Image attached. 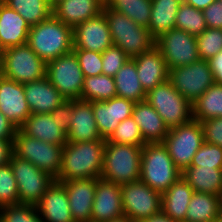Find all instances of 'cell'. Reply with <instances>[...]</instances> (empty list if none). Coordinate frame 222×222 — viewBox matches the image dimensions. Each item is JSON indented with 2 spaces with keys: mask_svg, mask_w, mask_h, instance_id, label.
I'll return each instance as SVG.
<instances>
[{
  "mask_svg": "<svg viewBox=\"0 0 222 222\" xmlns=\"http://www.w3.org/2000/svg\"><path fill=\"white\" fill-rule=\"evenodd\" d=\"M106 140L67 142L63 147L58 182L100 178Z\"/></svg>",
  "mask_w": 222,
  "mask_h": 222,
  "instance_id": "obj_1",
  "label": "cell"
},
{
  "mask_svg": "<svg viewBox=\"0 0 222 222\" xmlns=\"http://www.w3.org/2000/svg\"><path fill=\"white\" fill-rule=\"evenodd\" d=\"M27 44L47 63L73 50V28L52 14L30 27Z\"/></svg>",
  "mask_w": 222,
  "mask_h": 222,
  "instance_id": "obj_2",
  "label": "cell"
},
{
  "mask_svg": "<svg viewBox=\"0 0 222 222\" xmlns=\"http://www.w3.org/2000/svg\"><path fill=\"white\" fill-rule=\"evenodd\" d=\"M103 13L113 45L120 47L129 58L132 59L155 46V38L148 28L137 25L132 19L109 5H104Z\"/></svg>",
  "mask_w": 222,
  "mask_h": 222,
  "instance_id": "obj_3",
  "label": "cell"
},
{
  "mask_svg": "<svg viewBox=\"0 0 222 222\" xmlns=\"http://www.w3.org/2000/svg\"><path fill=\"white\" fill-rule=\"evenodd\" d=\"M182 175L163 143H148L142 147L140 180L153 190L165 192Z\"/></svg>",
  "mask_w": 222,
  "mask_h": 222,
  "instance_id": "obj_4",
  "label": "cell"
},
{
  "mask_svg": "<svg viewBox=\"0 0 222 222\" xmlns=\"http://www.w3.org/2000/svg\"><path fill=\"white\" fill-rule=\"evenodd\" d=\"M142 147L106 140L100 178L119 185L140 180Z\"/></svg>",
  "mask_w": 222,
  "mask_h": 222,
  "instance_id": "obj_5",
  "label": "cell"
},
{
  "mask_svg": "<svg viewBox=\"0 0 222 222\" xmlns=\"http://www.w3.org/2000/svg\"><path fill=\"white\" fill-rule=\"evenodd\" d=\"M0 58L5 78L26 84L46 77L47 63L27 43L4 49Z\"/></svg>",
  "mask_w": 222,
  "mask_h": 222,
  "instance_id": "obj_6",
  "label": "cell"
},
{
  "mask_svg": "<svg viewBox=\"0 0 222 222\" xmlns=\"http://www.w3.org/2000/svg\"><path fill=\"white\" fill-rule=\"evenodd\" d=\"M146 101L161 116L168 129L193 119L192 104L169 81L150 90L146 95Z\"/></svg>",
  "mask_w": 222,
  "mask_h": 222,
  "instance_id": "obj_7",
  "label": "cell"
},
{
  "mask_svg": "<svg viewBox=\"0 0 222 222\" xmlns=\"http://www.w3.org/2000/svg\"><path fill=\"white\" fill-rule=\"evenodd\" d=\"M13 152L56 179L62 166L63 147L45 143L24 134L19 128L13 141Z\"/></svg>",
  "mask_w": 222,
  "mask_h": 222,
  "instance_id": "obj_8",
  "label": "cell"
},
{
  "mask_svg": "<svg viewBox=\"0 0 222 222\" xmlns=\"http://www.w3.org/2000/svg\"><path fill=\"white\" fill-rule=\"evenodd\" d=\"M204 143V132L198 120L169 129L163 144L174 164L183 171L192 163L195 153Z\"/></svg>",
  "mask_w": 222,
  "mask_h": 222,
  "instance_id": "obj_9",
  "label": "cell"
},
{
  "mask_svg": "<svg viewBox=\"0 0 222 222\" xmlns=\"http://www.w3.org/2000/svg\"><path fill=\"white\" fill-rule=\"evenodd\" d=\"M124 215L133 222H143L161 213L162 193L137 180L120 185Z\"/></svg>",
  "mask_w": 222,
  "mask_h": 222,
  "instance_id": "obj_10",
  "label": "cell"
},
{
  "mask_svg": "<svg viewBox=\"0 0 222 222\" xmlns=\"http://www.w3.org/2000/svg\"><path fill=\"white\" fill-rule=\"evenodd\" d=\"M9 163L16 179L19 203L35 206L55 179L14 153Z\"/></svg>",
  "mask_w": 222,
  "mask_h": 222,
  "instance_id": "obj_11",
  "label": "cell"
},
{
  "mask_svg": "<svg viewBox=\"0 0 222 222\" xmlns=\"http://www.w3.org/2000/svg\"><path fill=\"white\" fill-rule=\"evenodd\" d=\"M46 77L66 100L81 99L85 77L73 50L47 62Z\"/></svg>",
  "mask_w": 222,
  "mask_h": 222,
  "instance_id": "obj_12",
  "label": "cell"
},
{
  "mask_svg": "<svg viewBox=\"0 0 222 222\" xmlns=\"http://www.w3.org/2000/svg\"><path fill=\"white\" fill-rule=\"evenodd\" d=\"M168 81L191 104L215 83L209 62L202 59L169 69Z\"/></svg>",
  "mask_w": 222,
  "mask_h": 222,
  "instance_id": "obj_13",
  "label": "cell"
},
{
  "mask_svg": "<svg viewBox=\"0 0 222 222\" xmlns=\"http://www.w3.org/2000/svg\"><path fill=\"white\" fill-rule=\"evenodd\" d=\"M155 46L163 55L168 69L182 67L198 61L196 36L173 28L155 39Z\"/></svg>",
  "mask_w": 222,
  "mask_h": 222,
  "instance_id": "obj_14",
  "label": "cell"
},
{
  "mask_svg": "<svg viewBox=\"0 0 222 222\" xmlns=\"http://www.w3.org/2000/svg\"><path fill=\"white\" fill-rule=\"evenodd\" d=\"M112 45L110 29L103 12L73 28V49L102 53Z\"/></svg>",
  "mask_w": 222,
  "mask_h": 222,
  "instance_id": "obj_15",
  "label": "cell"
},
{
  "mask_svg": "<svg viewBox=\"0 0 222 222\" xmlns=\"http://www.w3.org/2000/svg\"><path fill=\"white\" fill-rule=\"evenodd\" d=\"M134 105L133 101L118 96L106 101H93L92 109L100 136L107 140L121 121L131 117Z\"/></svg>",
  "mask_w": 222,
  "mask_h": 222,
  "instance_id": "obj_16",
  "label": "cell"
},
{
  "mask_svg": "<svg viewBox=\"0 0 222 222\" xmlns=\"http://www.w3.org/2000/svg\"><path fill=\"white\" fill-rule=\"evenodd\" d=\"M119 184L96 178L91 222H108L124 216Z\"/></svg>",
  "mask_w": 222,
  "mask_h": 222,
  "instance_id": "obj_17",
  "label": "cell"
},
{
  "mask_svg": "<svg viewBox=\"0 0 222 222\" xmlns=\"http://www.w3.org/2000/svg\"><path fill=\"white\" fill-rule=\"evenodd\" d=\"M0 112L17 128L31 115L25 98L24 84L4 76L0 79Z\"/></svg>",
  "mask_w": 222,
  "mask_h": 222,
  "instance_id": "obj_18",
  "label": "cell"
},
{
  "mask_svg": "<svg viewBox=\"0 0 222 222\" xmlns=\"http://www.w3.org/2000/svg\"><path fill=\"white\" fill-rule=\"evenodd\" d=\"M65 186L72 217L75 222H91L96 178L61 182Z\"/></svg>",
  "mask_w": 222,
  "mask_h": 222,
  "instance_id": "obj_19",
  "label": "cell"
},
{
  "mask_svg": "<svg viewBox=\"0 0 222 222\" xmlns=\"http://www.w3.org/2000/svg\"><path fill=\"white\" fill-rule=\"evenodd\" d=\"M94 140H106L100 136L92 102L81 99L72 100V117L67 133V142H87Z\"/></svg>",
  "mask_w": 222,
  "mask_h": 222,
  "instance_id": "obj_20",
  "label": "cell"
},
{
  "mask_svg": "<svg viewBox=\"0 0 222 222\" xmlns=\"http://www.w3.org/2000/svg\"><path fill=\"white\" fill-rule=\"evenodd\" d=\"M35 206L44 222H75L61 182L54 180Z\"/></svg>",
  "mask_w": 222,
  "mask_h": 222,
  "instance_id": "obj_21",
  "label": "cell"
},
{
  "mask_svg": "<svg viewBox=\"0 0 222 222\" xmlns=\"http://www.w3.org/2000/svg\"><path fill=\"white\" fill-rule=\"evenodd\" d=\"M132 59L136 63L138 78L146 93L168 81L169 69L156 46Z\"/></svg>",
  "mask_w": 222,
  "mask_h": 222,
  "instance_id": "obj_22",
  "label": "cell"
},
{
  "mask_svg": "<svg viewBox=\"0 0 222 222\" xmlns=\"http://www.w3.org/2000/svg\"><path fill=\"white\" fill-rule=\"evenodd\" d=\"M25 98L32 113H51L66 98L47 77L24 84Z\"/></svg>",
  "mask_w": 222,
  "mask_h": 222,
  "instance_id": "obj_23",
  "label": "cell"
},
{
  "mask_svg": "<svg viewBox=\"0 0 222 222\" xmlns=\"http://www.w3.org/2000/svg\"><path fill=\"white\" fill-rule=\"evenodd\" d=\"M102 0H62L52 8V14L71 28L103 12Z\"/></svg>",
  "mask_w": 222,
  "mask_h": 222,
  "instance_id": "obj_24",
  "label": "cell"
},
{
  "mask_svg": "<svg viewBox=\"0 0 222 222\" xmlns=\"http://www.w3.org/2000/svg\"><path fill=\"white\" fill-rule=\"evenodd\" d=\"M30 26L26 20L6 4L0 5V54L9 47L27 43Z\"/></svg>",
  "mask_w": 222,
  "mask_h": 222,
  "instance_id": "obj_25",
  "label": "cell"
},
{
  "mask_svg": "<svg viewBox=\"0 0 222 222\" xmlns=\"http://www.w3.org/2000/svg\"><path fill=\"white\" fill-rule=\"evenodd\" d=\"M131 117L138 124L146 144L163 143L169 129L146 100L135 103Z\"/></svg>",
  "mask_w": 222,
  "mask_h": 222,
  "instance_id": "obj_26",
  "label": "cell"
},
{
  "mask_svg": "<svg viewBox=\"0 0 222 222\" xmlns=\"http://www.w3.org/2000/svg\"><path fill=\"white\" fill-rule=\"evenodd\" d=\"M19 129L24 134L45 143L62 147L67 143V134L58 127V123L52 119L51 113H32Z\"/></svg>",
  "mask_w": 222,
  "mask_h": 222,
  "instance_id": "obj_27",
  "label": "cell"
},
{
  "mask_svg": "<svg viewBox=\"0 0 222 222\" xmlns=\"http://www.w3.org/2000/svg\"><path fill=\"white\" fill-rule=\"evenodd\" d=\"M194 190L181 176L162 193L161 212L174 221L186 222V211Z\"/></svg>",
  "mask_w": 222,
  "mask_h": 222,
  "instance_id": "obj_28",
  "label": "cell"
},
{
  "mask_svg": "<svg viewBox=\"0 0 222 222\" xmlns=\"http://www.w3.org/2000/svg\"><path fill=\"white\" fill-rule=\"evenodd\" d=\"M194 192L210 193L222 197V169L187 167L181 175Z\"/></svg>",
  "mask_w": 222,
  "mask_h": 222,
  "instance_id": "obj_29",
  "label": "cell"
},
{
  "mask_svg": "<svg viewBox=\"0 0 222 222\" xmlns=\"http://www.w3.org/2000/svg\"><path fill=\"white\" fill-rule=\"evenodd\" d=\"M222 197L194 192L186 211V222H215L219 219Z\"/></svg>",
  "mask_w": 222,
  "mask_h": 222,
  "instance_id": "obj_30",
  "label": "cell"
},
{
  "mask_svg": "<svg viewBox=\"0 0 222 222\" xmlns=\"http://www.w3.org/2000/svg\"><path fill=\"white\" fill-rule=\"evenodd\" d=\"M183 0H151V17L148 30L156 39L175 28L176 14Z\"/></svg>",
  "mask_w": 222,
  "mask_h": 222,
  "instance_id": "obj_31",
  "label": "cell"
},
{
  "mask_svg": "<svg viewBox=\"0 0 222 222\" xmlns=\"http://www.w3.org/2000/svg\"><path fill=\"white\" fill-rule=\"evenodd\" d=\"M117 96L137 103L146 100L144 91L136 70V63L129 58L114 76Z\"/></svg>",
  "mask_w": 222,
  "mask_h": 222,
  "instance_id": "obj_32",
  "label": "cell"
},
{
  "mask_svg": "<svg viewBox=\"0 0 222 222\" xmlns=\"http://www.w3.org/2000/svg\"><path fill=\"white\" fill-rule=\"evenodd\" d=\"M192 106L193 119L199 122L222 117V85H211Z\"/></svg>",
  "mask_w": 222,
  "mask_h": 222,
  "instance_id": "obj_33",
  "label": "cell"
},
{
  "mask_svg": "<svg viewBox=\"0 0 222 222\" xmlns=\"http://www.w3.org/2000/svg\"><path fill=\"white\" fill-rule=\"evenodd\" d=\"M117 96L114 77L107 75L87 76L81 92L83 101H106Z\"/></svg>",
  "mask_w": 222,
  "mask_h": 222,
  "instance_id": "obj_34",
  "label": "cell"
},
{
  "mask_svg": "<svg viewBox=\"0 0 222 222\" xmlns=\"http://www.w3.org/2000/svg\"><path fill=\"white\" fill-rule=\"evenodd\" d=\"M3 3L18 12L30 27L52 15V7L47 0H3Z\"/></svg>",
  "mask_w": 222,
  "mask_h": 222,
  "instance_id": "obj_35",
  "label": "cell"
},
{
  "mask_svg": "<svg viewBox=\"0 0 222 222\" xmlns=\"http://www.w3.org/2000/svg\"><path fill=\"white\" fill-rule=\"evenodd\" d=\"M175 28L194 36L200 35L207 28L203 11L183 1L176 14Z\"/></svg>",
  "mask_w": 222,
  "mask_h": 222,
  "instance_id": "obj_36",
  "label": "cell"
},
{
  "mask_svg": "<svg viewBox=\"0 0 222 222\" xmlns=\"http://www.w3.org/2000/svg\"><path fill=\"white\" fill-rule=\"evenodd\" d=\"M114 8L132 19L137 25L148 28L151 0H121Z\"/></svg>",
  "mask_w": 222,
  "mask_h": 222,
  "instance_id": "obj_37",
  "label": "cell"
},
{
  "mask_svg": "<svg viewBox=\"0 0 222 222\" xmlns=\"http://www.w3.org/2000/svg\"><path fill=\"white\" fill-rule=\"evenodd\" d=\"M107 141L116 144H131L135 146H144L146 144L138 124L132 117L121 121Z\"/></svg>",
  "mask_w": 222,
  "mask_h": 222,
  "instance_id": "obj_38",
  "label": "cell"
},
{
  "mask_svg": "<svg viewBox=\"0 0 222 222\" xmlns=\"http://www.w3.org/2000/svg\"><path fill=\"white\" fill-rule=\"evenodd\" d=\"M199 58L205 61L222 51V29L206 28L196 36Z\"/></svg>",
  "mask_w": 222,
  "mask_h": 222,
  "instance_id": "obj_39",
  "label": "cell"
},
{
  "mask_svg": "<svg viewBox=\"0 0 222 222\" xmlns=\"http://www.w3.org/2000/svg\"><path fill=\"white\" fill-rule=\"evenodd\" d=\"M0 222H44L36 206L30 204L0 207Z\"/></svg>",
  "mask_w": 222,
  "mask_h": 222,
  "instance_id": "obj_40",
  "label": "cell"
},
{
  "mask_svg": "<svg viewBox=\"0 0 222 222\" xmlns=\"http://www.w3.org/2000/svg\"><path fill=\"white\" fill-rule=\"evenodd\" d=\"M20 204L18 188L10 163L0 166V207Z\"/></svg>",
  "mask_w": 222,
  "mask_h": 222,
  "instance_id": "obj_41",
  "label": "cell"
},
{
  "mask_svg": "<svg viewBox=\"0 0 222 222\" xmlns=\"http://www.w3.org/2000/svg\"><path fill=\"white\" fill-rule=\"evenodd\" d=\"M189 167L222 169V148L215 144L204 142L195 153Z\"/></svg>",
  "mask_w": 222,
  "mask_h": 222,
  "instance_id": "obj_42",
  "label": "cell"
},
{
  "mask_svg": "<svg viewBox=\"0 0 222 222\" xmlns=\"http://www.w3.org/2000/svg\"><path fill=\"white\" fill-rule=\"evenodd\" d=\"M102 54V74L114 77L129 59L126 53L115 45L108 47Z\"/></svg>",
  "mask_w": 222,
  "mask_h": 222,
  "instance_id": "obj_43",
  "label": "cell"
},
{
  "mask_svg": "<svg viewBox=\"0 0 222 222\" xmlns=\"http://www.w3.org/2000/svg\"><path fill=\"white\" fill-rule=\"evenodd\" d=\"M77 56L78 63L84 74L87 76H97L102 74V54L92 50L73 49Z\"/></svg>",
  "mask_w": 222,
  "mask_h": 222,
  "instance_id": "obj_44",
  "label": "cell"
},
{
  "mask_svg": "<svg viewBox=\"0 0 222 222\" xmlns=\"http://www.w3.org/2000/svg\"><path fill=\"white\" fill-rule=\"evenodd\" d=\"M204 132V142L215 144L222 148V117H216L200 122Z\"/></svg>",
  "mask_w": 222,
  "mask_h": 222,
  "instance_id": "obj_45",
  "label": "cell"
},
{
  "mask_svg": "<svg viewBox=\"0 0 222 222\" xmlns=\"http://www.w3.org/2000/svg\"><path fill=\"white\" fill-rule=\"evenodd\" d=\"M52 119L58 127L68 133L72 117V100H66L51 112Z\"/></svg>",
  "mask_w": 222,
  "mask_h": 222,
  "instance_id": "obj_46",
  "label": "cell"
},
{
  "mask_svg": "<svg viewBox=\"0 0 222 222\" xmlns=\"http://www.w3.org/2000/svg\"><path fill=\"white\" fill-rule=\"evenodd\" d=\"M203 14L207 28L222 29V0L211 3Z\"/></svg>",
  "mask_w": 222,
  "mask_h": 222,
  "instance_id": "obj_47",
  "label": "cell"
},
{
  "mask_svg": "<svg viewBox=\"0 0 222 222\" xmlns=\"http://www.w3.org/2000/svg\"><path fill=\"white\" fill-rule=\"evenodd\" d=\"M18 128L0 112V139L14 140Z\"/></svg>",
  "mask_w": 222,
  "mask_h": 222,
  "instance_id": "obj_48",
  "label": "cell"
},
{
  "mask_svg": "<svg viewBox=\"0 0 222 222\" xmlns=\"http://www.w3.org/2000/svg\"><path fill=\"white\" fill-rule=\"evenodd\" d=\"M208 62L214 76V82L222 85V51L208 60Z\"/></svg>",
  "mask_w": 222,
  "mask_h": 222,
  "instance_id": "obj_49",
  "label": "cell"
},
{
  "mask_svg": "<svg viewBox=\"0 0 222 222\" xmlns=\"http://www.w3.org/2000/svg\"><path fill=\"white\" fill-rule=\"evenodd\" d=\"M13 141L0 139V166L6 165L10 162L13 155Z\"/></svg>",
  "mask_w": 222,
  "mask_h": 222,
  "instance_id": "obj_50",
  "label": "cell"
},
{
  "mask_svg": "<svg viewBox=\"0 0 222 222\" xmlns=\"http://www.w3.org/2000/svg\"><path fill=\"white\" fill-rule=\"evenodd\" d=\"M186 4L191 5L192 7L198 10L206 9L211 3L216 0H183Z\"/></svg>",
  "mask_w": 222,
  "mask_h": 222,
  "instance_id": "obj_51",
  "label": "cell"
},
{
  "mask_svg": "<svg viewBox=\"0 0 222 222\" xmlns=\"http://www.w3.org/2000/svg\"><path fill=\"white\" fill-rule=\"evenodd\" d=\"M143 222H178V221L172 220L167 215L161 212L155 216H151L149 219H146Z\"/></svg>",
  "mask_w": 222,
  "mask_h": 222,
  "instance_id": "obj_52",
  "label": "cell"
},
{
  "mask_svg": "<svg viewBox=\"0 0 222 222\" xmlns=\"http://www.w3.org/2000/svg\"><path fill=\"white\" fill-rule=\"evenodd\" d=\"M108 222H133L129 217L127 216H122V217H119V218H116V219H113V220H110Z\"/></svg>",
  "mask_w": 222,
  "mask_h": 222,
  "instance_id": "obj_53",
  "label": "cell"
},
{
  "mask_svg": "<svg viewBox=\"0 0 222 222\" xmlns=\"http://www.w3.org/2000/svg\"><path fill=\"white\" fill-rule=\"evenodd\" d=\"M121 0H106L104 2L105 5H109L111 7H115Z\"/></svg>",
  "mask_w": 222,
  "mask_h": 222,
  "instance_id": "obj_54",
  "label": "cell"
},
{
  "mask_svg": "<svg viewBox=\"0 0 222 222\" xmlns=\"http://www.w3.org/2000/svg\"><path fill=\"white\" fill-rule=\"evenodd\" d=\"M62 0H47L48 4L53 8L55 5H57Z\"/></svg>",
  "mask_w": 222,
  "mask_h": 222,
  "instance_id": "obj_55",
  "label": "cell"
},
{
  "mask_svg": "<svg viewBox=\"0 0 222 222\" xmlns=\"http://www.w3.org/2000/svg\"><path fill=\"white\" fill-rule=\"evenodd\" d=\"M3 77L2 62L0 58V79Z\"/></svg>",
  "mask_w": 222,
  "mask_h": 222,
  "instance_id": "obj_56",
  "label": "cell"
},
{
  "mask_svg": "<svg viewBox=\"0 0 222 222\" xmlns=\"http://www.w3.org/2000/svg\"><path fill=\"white\" fill-rule=\"evenodd\" d=\"M219 220L222 222V204H221V208H220Z\"/></svg>",
  "mask_w": 222,
  "mask_h": 222,
  "instance_id": "obj_57",
  "label": "cell"
}]
</instances>
